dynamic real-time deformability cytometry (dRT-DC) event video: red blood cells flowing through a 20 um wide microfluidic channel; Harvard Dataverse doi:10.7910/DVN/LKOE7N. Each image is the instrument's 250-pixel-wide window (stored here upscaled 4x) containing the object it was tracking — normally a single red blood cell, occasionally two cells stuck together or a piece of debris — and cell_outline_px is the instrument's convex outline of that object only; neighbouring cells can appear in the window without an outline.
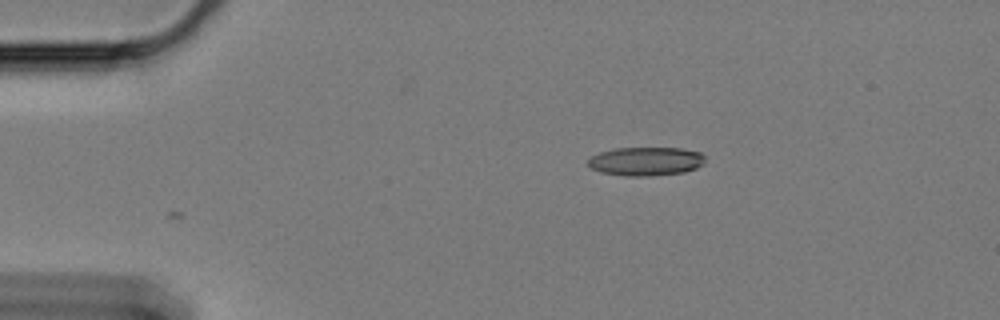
{"species": "Egyptian fruit bat (a non-hibernating species)", "species_latin": "Rousettus aegyptiacus", "temperature_condition": "cold", "stored_images_in_passage": 2, "camera_frame_rate_fps": 3000, "um_per_image_px": 0.085, "animal": {"sex": "female"}, "frame": {"image": 1, "passage_image": 1, "time_ms": 0.0, "image_size_px": [1000, 320], "cell_outline_px": [[704, 164], [696, 168], [684, 172], [648, 176], [624, 176], [600, 172], [592, 168], [588, 164], [588, 160], [592, 156], [600, 152], [616, 148], [684, 148], [700, 152], [704, 156]], "centroid_in_image_um": [54.91, 13.71], "position_along_channel_um": 30.1, "area_um2": 19.59}}